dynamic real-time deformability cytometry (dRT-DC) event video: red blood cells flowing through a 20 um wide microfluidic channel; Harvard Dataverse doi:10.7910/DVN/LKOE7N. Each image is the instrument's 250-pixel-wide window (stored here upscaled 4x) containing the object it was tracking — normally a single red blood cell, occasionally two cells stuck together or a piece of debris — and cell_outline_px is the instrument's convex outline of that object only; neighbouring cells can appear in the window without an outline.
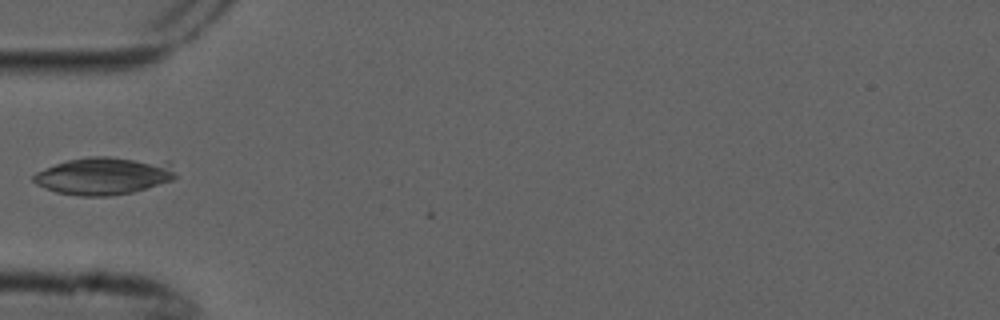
{"species": "common noctule bat (a hibernating species)", "species_latin": "Nyctalus noctula", "temperature_condition": "cold", "stored_images_in_passage": 7, "camera_frame_rate_fps": 3000, "um_per_image_px": 0.085, "animal": {"sex": "male", "forearm_length_mm": 52.5}, "frame": {"image": 1, "passage_image": 5, "time_ms": 1.333, "image_size_px": [1000, 320], "cell_outline_px": [[176, 176], [172, 180], [132, 192], [108, 196], [80, 196], [56, 192], [44, 188], [36, 184], [32, 180], [32, 176], [36, 172], [56, 164], [68, 160], [88, 156], [108, 156], [168, 160]], "centroid_in_image_um": [8.83, 14.92], "position_along_channel_um": 76.2, "area_um2": 31.39}}
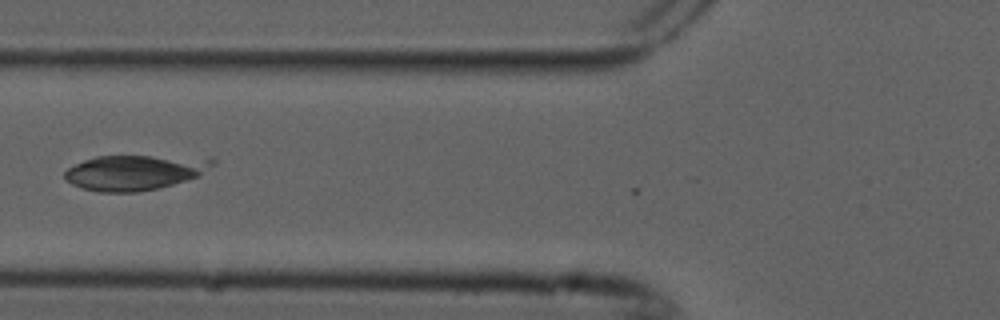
{"frame": {"image": 2, "passage_image": 6, "time_ms": 1.667, "image_size_px": [1000, 320], "cell_outline_px": [[216, 164], [200, 176], [172, 184], [156, 188], [136, 192], [100, 192], [84, 188], [72, 184], [64, 180], [64, 172], [68, 168], [84, 160], [96, 156], [212, 156], [216, 160]], "centroid_in_image_um": [11.54, 14.63], "position_along_channel_um": 114.3, "area_um2": 30.69}}